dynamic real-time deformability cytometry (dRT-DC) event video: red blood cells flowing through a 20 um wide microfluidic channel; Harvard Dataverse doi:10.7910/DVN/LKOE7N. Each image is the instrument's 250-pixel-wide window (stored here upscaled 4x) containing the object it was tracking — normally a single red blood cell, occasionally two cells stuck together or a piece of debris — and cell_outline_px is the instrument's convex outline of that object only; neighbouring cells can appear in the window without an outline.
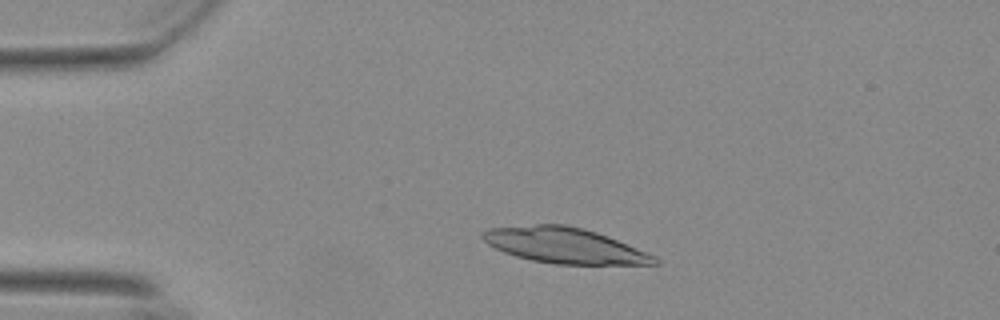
{"species": "Egyptian fruit bat (a non-hibernating species)", "species_latin": "Rousettus aegyptiacus", "temperature_condition": "warm", "stored_images_in_passage": 51, "camera_frame_rate_fps": 3000, "um_per_image_px": 0.085, "animal": {"sex": "female"}, "frame": {"image": 1, "passage_image": 8, "time_ms": 2.333, "image_size_px": [1000, 320], "cell_outline_px": [[660, 264], [556, 264], [532, 260], [516, 256], [504, 252], [488, 244], [480, 236], [480, 232], [488, 228], [536, 224], [564, 224], [584, 228], [596, 232], [656, 256], [660, 260]], "centroid_in_image_um": [47.95, 20.86], "position_along_channel_um": 37.1, "area_um2": 35.37}}
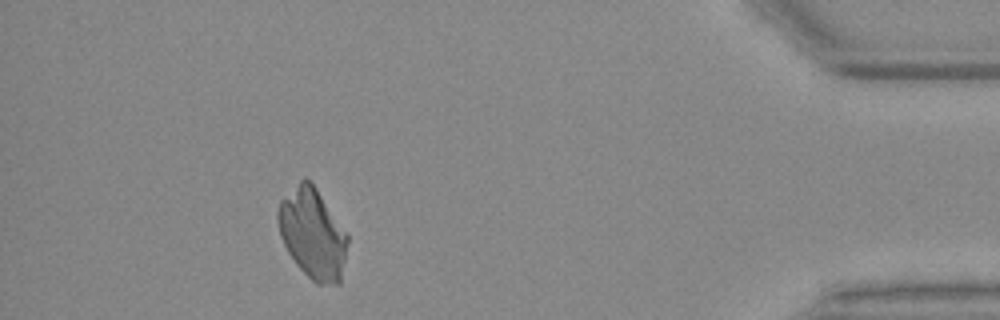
{"frame": {"image": 2, "passage_image": 46, "time_ms": 15.0, "image_size_px": [1000, 320], "cell_outline_px": [[348, 240], [340, 284], [316, 284], [296, 264], [288, 252], [280, 236], [276, 220], [276, 212], [280, 200], [304, 176], [316, 188], [348, 236]], "centroid_in_image_um": [26.53, 19.86], "position_along_channel_um": 408.7, "area_um2": 36.24}}